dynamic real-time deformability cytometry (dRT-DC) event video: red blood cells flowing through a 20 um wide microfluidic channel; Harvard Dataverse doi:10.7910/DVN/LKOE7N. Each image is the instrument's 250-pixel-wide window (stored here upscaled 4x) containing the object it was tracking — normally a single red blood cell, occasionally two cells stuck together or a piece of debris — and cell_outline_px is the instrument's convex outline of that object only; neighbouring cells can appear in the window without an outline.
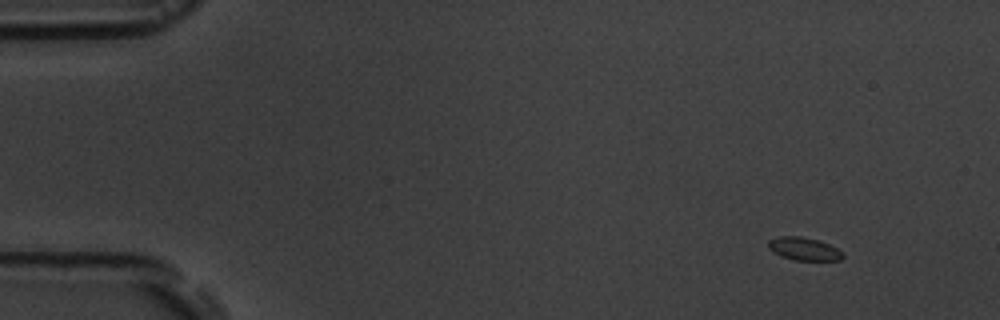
{"species": "common noctule bat (a hibernating species)", "species_latin": "Nyctalus noctula", "temperature_condition": "room temperature", "stored_images_in_passage": 8, "camera_frame_rate_fps": 3000, "um_per_image_px": 0.085, "animal": {"sex": "male", "body_mass_g": 19.5, "forearm_length_mm": 54.6}, "frame": {"image": 1, "passage_image": 1, "time_ms": 0.0, "image_size_px": [1000, 320], "cell_outline_px": [[844, 256], [840, 260], [792, 260], [780, 256], [772, 252], [768, 248], [768, 240], [780, 236], [800, 236], [816, 240], [828, 244], [844, 252]], "centroid_in_image_um": [68.31, 21.16], "position_along_channel_um": 16.7, "area_um2": 10.0}}
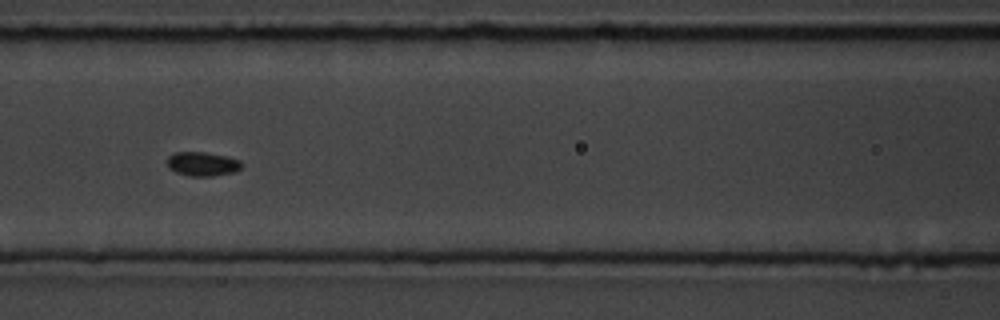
{"frame": {"image": 2, "passage_image": 6, "time_ms": 6.667, "image_size_px": [1000, 320], "cell_outline_px": [[244, 164], [236, 172], [212, 176], [188, 176], [176, 172], [168, 168], [168, 156], [176, 152], [204, 152], [228, 156], [240, 160]], "centroid_in_image_um": [17.24, 13.94], "position_along_channel_um": 149.4, "area_um2": 10.58}}
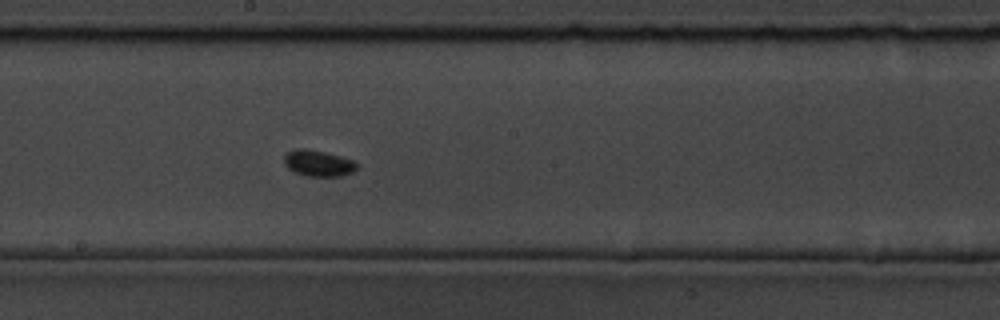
{"frame": {"image": 3, "passage_image": 8, "time_ms": 8.667, "image_size_px": [1000, 320], "cell_outline_px": [[360, 168], [352, 172], [340, 176], [308, 176], [296, 172], [288, 168], [284, 164], [284, 156], [288, 152], [296, 148], [304, 148], [324, 152], [340, 156], [352, 160]], "centroid_in_image_um": [27.05, 13.87], "position_along_channel_um": 221.1, "area_um2": 10.98}}